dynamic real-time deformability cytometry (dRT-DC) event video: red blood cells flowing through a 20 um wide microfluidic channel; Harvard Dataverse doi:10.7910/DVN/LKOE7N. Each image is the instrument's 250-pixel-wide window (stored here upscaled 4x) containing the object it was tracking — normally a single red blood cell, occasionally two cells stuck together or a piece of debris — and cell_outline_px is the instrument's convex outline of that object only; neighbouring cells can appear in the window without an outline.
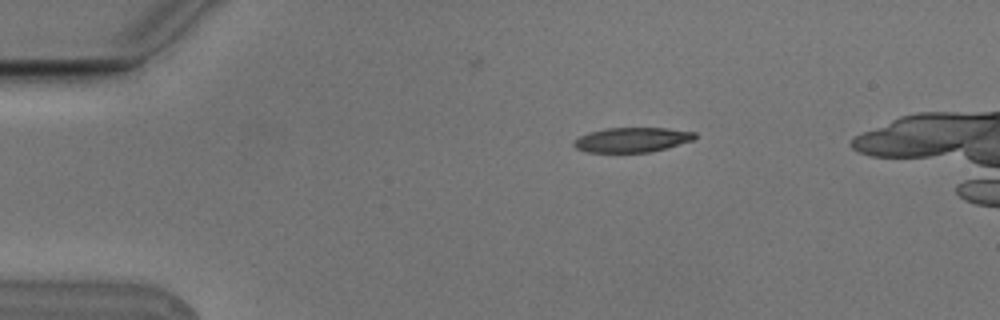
{"species": "Egyptian fruit bat (a non-hibernating species)", "species_latin": "Rousettus aegyptiacus", "temperature_condition": "cold", "stored_images_in_passage": 2, "camera_frame_rate_fps": 3000, "um_per_image_px": 0.085, "animal": {"sex": "male"}, "frame": {"image": 1, "passage_image": 2, "time_ms": 0.333, "image_size_px": [1000, 320], "cell_outline_px": [[696, 136], [692, 140], [664, 148], [648, 152], [588, 152], [576, 148], [572, 144], [580, 136], [588, 132], [604, 128], [668, 128], [696, 132]], "centroid_in_image_um": [53.7, 11.87], "position_along_channel_um": 31.3, "area_um2": 17.22}}